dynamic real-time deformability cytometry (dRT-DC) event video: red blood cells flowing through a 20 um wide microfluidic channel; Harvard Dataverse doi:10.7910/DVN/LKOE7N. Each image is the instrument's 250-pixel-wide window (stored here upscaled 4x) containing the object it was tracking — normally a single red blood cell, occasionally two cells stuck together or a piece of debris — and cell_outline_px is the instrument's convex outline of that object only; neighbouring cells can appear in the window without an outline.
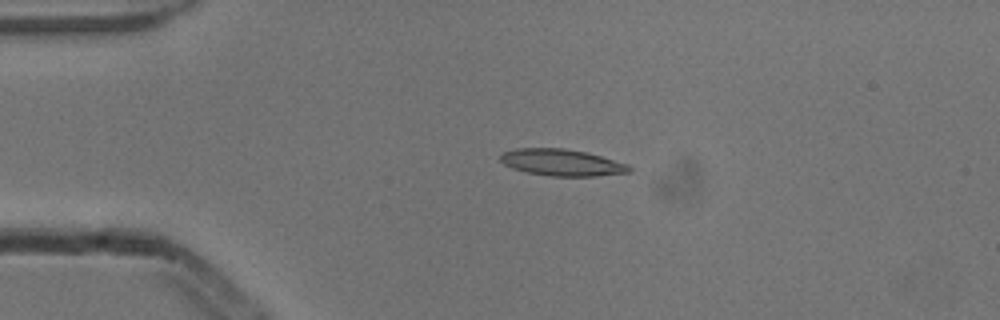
{"species": "common noctule bat (a hibernating species)", "species_latin": "Nyctalus noctula", "temperature_condition": "cold", "stored_images_in_passage": 3, "camera_frame_rate_fps": 3000, "um_per_image_px": 0.085, "animal": {"sex": "male", "body_mass_g": 13.3}, "frame": {"image": 1, "passage_image": 2, "time_ms": 0.333, "image_size_px": [1000, 320], "cell_outline_px": [[632, 172], [596, 176], [548, 176], [528, 172], [512, 168], [504, 164], [500, 160], [500, 156], [504, 152], [516, 148], [564, 148], [588, 152], [628, 164], [632, 168]], "centroid_in_image_um": [47.79, 13.81], "position_along_channel_um": 37.2, "area_um2": 20.11}}